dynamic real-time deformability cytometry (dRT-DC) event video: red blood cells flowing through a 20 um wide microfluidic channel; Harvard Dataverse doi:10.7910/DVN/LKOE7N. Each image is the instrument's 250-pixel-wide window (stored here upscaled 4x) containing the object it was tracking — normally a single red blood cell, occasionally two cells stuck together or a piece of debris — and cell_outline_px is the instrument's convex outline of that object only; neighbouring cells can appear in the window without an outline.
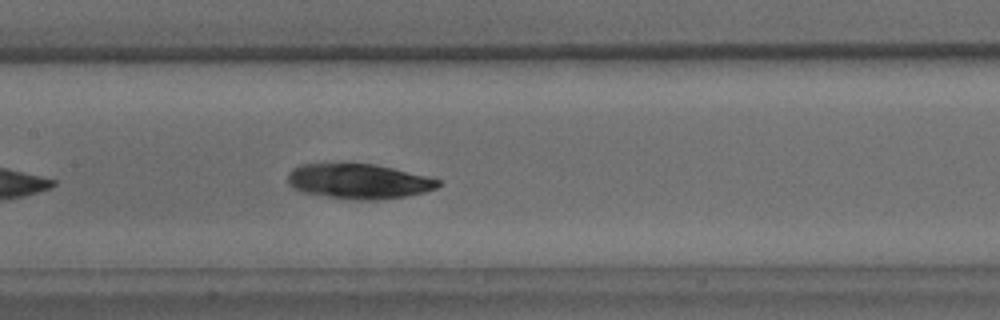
{"species": "common noctule bat (a hibernating species)", "species_latin": "Nyctalus noctula", "temperature_condition": "warm", "stored_images_in_passage": 40, "camera_frame_rate_fps": 3000, "um_per_image_px": 0.085, "animal": {"sex": "male", "body_mass_g": 15.6}, "frame": {"image": 1, "passage_image": 12, "time_ms": 3.667, "image_size_px": [1000, 320], "cell_outline_px": [[440, 184], [436, 188], [424, 192], [408, 196], [376, 200], [356, 200], [328, 196], [304, 192], [292, 188], [288, 184], [288, 172], [292, 168], [300, 164], [376, 164], [440, 180]], "centroid_in_image_um": [30.46, 15.41], "position_along_channel_um": 176.9, "area_um2": 30.4}}
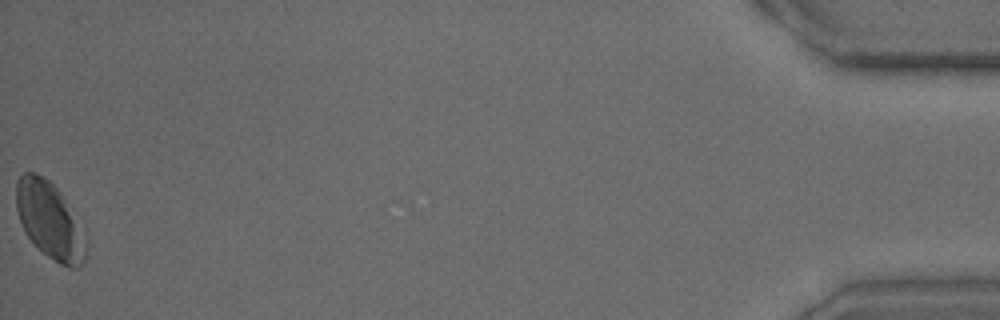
{"frame": {"image": 2, "passage_image": 40, "time_ms": 13.0, "image_size_px": [1000, 320], "cell_outline_px": [[88, 244], [84, 260], [80, 268], [68, 268], [60, 264], [48, 256], [28, 236], [20, 220], [16, 208], [16, 184], [20, 176], [24, 172], [32, 172], [44, 176], [60, 192]], "centroid_in_image_um": [4.21, 18.75], "position_along_channel_um": 431.0, "area_um2": 30.35}}